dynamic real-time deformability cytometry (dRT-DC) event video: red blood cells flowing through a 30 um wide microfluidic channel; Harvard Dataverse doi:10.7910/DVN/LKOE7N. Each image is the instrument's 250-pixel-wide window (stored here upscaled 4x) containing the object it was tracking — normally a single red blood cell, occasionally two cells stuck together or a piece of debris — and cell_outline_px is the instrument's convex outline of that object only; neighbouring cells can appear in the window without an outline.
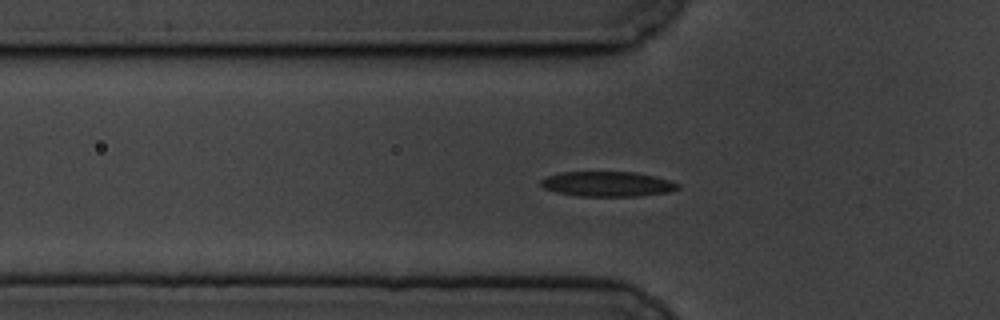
{"species": "common noctule bat (a hibernating species)", "species_latin": "Nyctalus noctula", "temperature_condition": "cold", "stored_images_in_passage": 60, "camera_frame_rate_fps": 3000, "um_per_image_px": 0.085, "animal": {"sex": "male", "body_mass_g": 19.5, "forearm_length_mm": 54.6}, "frame": {"image": 1, "passage_image": 19, "time_ms": 6.0, "image_size_px": [1000, 320], "cell_outline_px": [[680, 188], [668, 192], [636, 196], [576, 196], [556, 192], [544, 188], [540, 184], [540, 180], [548, 176], [560, 172], [636, 172], [656, 176], [680, 184]], "centroid_in_image_um": [51.63, 15.64], "position_along_channel_um": 74.2, "area_um2": 20.0}}
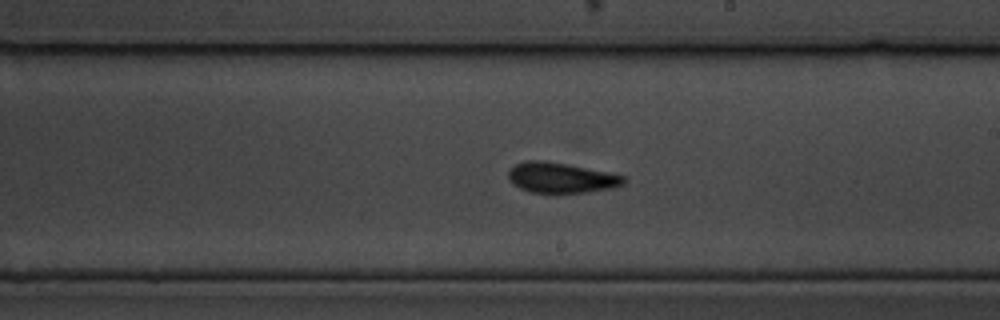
{"frame": {"image": 2, "passage_image": 34, "time_ms": 11.0, "image_size_px": [1000, 320], "cell_outline_px": [[628, 180], [624, 184], [616, 188], [588, 192], [556, 196], [532, 192], [520, 188], [512, 184], [508, 176], [508, 172], [516, 164], [528, 160], [544, 160], [624, 176]], "centroid_in_image_um": [47.7, 15.17], "position_along_channel_um": 241.3, "area_um2": 20.87}}
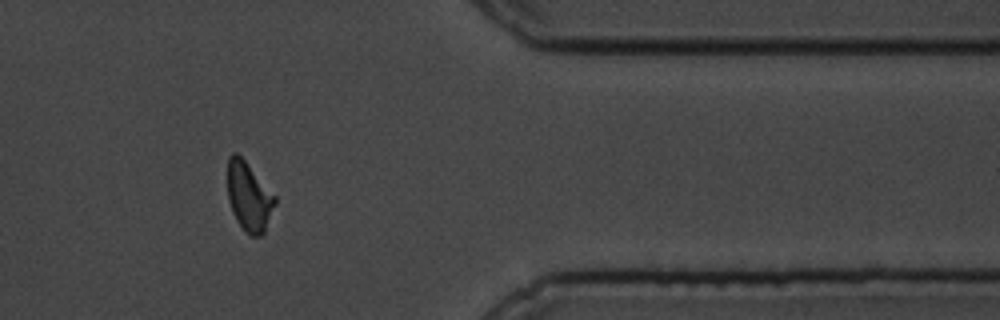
{"frame": {"image": 3, "passage_image": 49, "time_ms": 16.0, "image_size_px": [1000, 320], "cell_outline_px": [[276, 204], [264, 232], [260, 236], [248, 236], [244, 232], [236, 220], [232, 212], [228, 200], [228, 156], [232, 152], [236, 152], [244, 160], [276, 196]], "centroid_in_image_um": [21.15, 16.74], "position_along_channel_um": 390.2, "area_um2": 19.13}, "authors_computed_cell_mechanics": {"area_um2": 19.2763, "velocity_mm_per_s": 3.3453, "shape_relaxation_time_tau1_ms": 5.715, "shape_relaxation_time_tau2_ms": 3.1048, "deformation_change_tau1": 0.1572, "deformation_change_tau2": 0.1155}}